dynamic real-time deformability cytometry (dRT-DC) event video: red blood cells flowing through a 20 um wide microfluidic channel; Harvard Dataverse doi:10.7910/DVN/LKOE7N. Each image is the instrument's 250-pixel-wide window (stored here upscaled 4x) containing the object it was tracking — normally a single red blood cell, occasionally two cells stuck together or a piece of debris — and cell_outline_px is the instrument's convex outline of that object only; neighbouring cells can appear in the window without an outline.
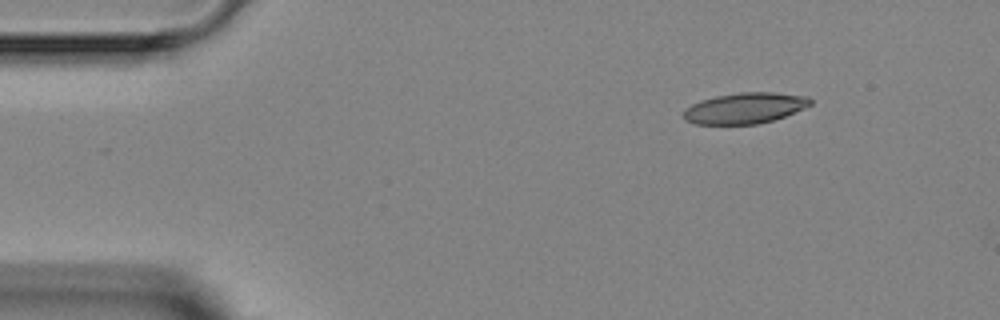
{"species": "Egyptian fruit bat (a non-hibernating species)", "species_latin": "Rousettus aegyptiacus", "temperature_condition": "room temperature", "stored_images_in_passage": 3, "segment_of_instrument_passage": [2, 2], "camera_frame_rate_fps": 3000, "um_per_image_px": 0.085, "animal": {"sex": "female"}, "frame": {"image": 1, "passage_image": 3, "time_ms": 2.333, "image_size_px": [1000, 320], "cell_outline_px": [[812, 104], [804, 108], [784, 116], [772, 120], [756, 124], [696, 124], [684, 120], [684, 112], [692, 104], [700, 100], [716, 96], [740, 92], [772, 92], [808, 96], [812, 100]], "centroid_in_image_um": [63.33, 9.18], "position_along_channel_um": 21.7, "area_um2": 22.66}}